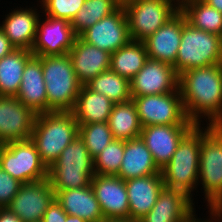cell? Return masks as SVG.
<instances>
[{"label":"cell","mask_w":222,"mask_h":222,"mask_svg":"<svg viewBox=\"0 0 222 222\" xmlns=\"http://www.w3.org/2000/svg\"><path fill=\"white\" fill-rule=\"evenodd\" d=\"M85 85L114 103H123L132 99L130 81L111 70L100 73Z\"/></svg>","instance_id":"4dcf8cb0"},{"label":"cell","mask_w":222,"mask_h":222,"mask_svg":"<svg viewBox=\"0 0 222 222\" xmlns=\"http://www.w3.org/2000/svg\"><path fill=\"white\" fill-rule=\"evenodd\" d=\"M16 48L0 28V59L13 52Z\"/></svg>","instance_id":"74e56055"},{"label":"cell","mask_w":222,"mask_h":222,"mask_svg":"<svg viewBox=\"0 0 222 222\" xmlns=\"http://www.w3.org/2000/svg\"><path fill=\"white\" fill-rule=\"evenodd\" d=\"M0 167L21 183L48 178V168L31 139L0 144Z\"/></svg>","instance_id":"9c48e42d"},{"label":"cell","mask_w":222,"mask_h":222,"mask_svg":"<svg viewBox=\"0 0 222 222\" xmlns=\"http://www.w3.org/2000/svg\"><path fill=\"white\" fill-rule=\"evenodd\" d=\"M206 125L201 126L198 185L209 209L222 198V125Z\"/></svg>","instance_id":"52a82bcc"},{"label":"cell","mask_w":222,"mask_h":222,"mask_svg":"<svg viewBox=\"0 0 222 222\" xmlns=\"http://www.w3.org/2000/svg\"><path fill=\"white\" fill-rule=\"evenodd\" d=\"M34 54L27 49H15L0 59V96H16L27 62Z\"/></svg>","instance_id":"4316f807"},{"label":"cell","mask_w":222,"mask_h":222,"mask_svg":"<svg viewBox=\"0 0 222 222\" xmlns=\"http://www.w3.org/2000/svg\"><path fill=\"white\" fill-rule=\"evenodd\" d=\"M68 55L72 61L77 79L85 85L102 72L110 70L111 54L95 46L87 44L79 36Z\"/></svg>","instance_id":"44dd1931"},{"label":"cell","mask_w":222,"mask_h":222,"mask_svg":"<svg viewBox=\"0 0 222 222\" xmlns=\"http://www.w3.org/2000/svg\"><path fill=\"white\" fill-rule=\"evenodd\" d=\"M36 7H17L0 23V28L16 49L32 50L37 34L38 20L41 17Z\"/></svg>","instance_id":"ffe728a7"},{"label":"cell","mask_w":222,"mask_h":222,"mask_svg":"<svg viewBox=\"0 0 222 222\" xmlns=\"http://www.w3.org/2000/svg\"><path fill=\"white\" fill-rule=\"evenodd\" d=\"M141 137L125 141L122 164L117 176L124 181L160 173Z\"/></svg>","instance_id":"d4e9b609"},{"label":"cell","mask_w":222,"mask_h":222,"mask_svg":"<svg viewBox=\"0 0 222 222\" xmlns=\"http://www.w3.org/2000/svg\"><path fill=\"white\" fill-rule=\"evenodd\" d=\"M0 222H23L16 214L8 208H0Z\"/></svg>","instance_id":"f35d334b"},{"label":"cell","mask_w":222,"mask_h":222,"mask_svg":"<svg viewBox=\"0 0 222 222\" xmlns=\"http://www.w3.org/2000/svg\"><path fill=\"white\" fill-rule=\"evenodd\" d=\"M38 20L37 34L31 52L34 56L68 54L77 35L67 20L45 16Z\"/></svg>","instance_id":"5bb4252c"},{"label":"cell","mask_w":222,"mask_h":222,"mask_svg":"<svg viewBox=\"0 0 222 222\" xmlns=\"http://www.w3.org/2000/svg\"><path fill=\"white\" fill-rule=\"evenodd\" d=\"M132 1H136V0H115V2L119 5V6H125L126 4L132 2Z\"/></svg>","instance_id":"f6af8a7d"},{"label":"cell","mask_w":222,"mask_h":222,"mask_svg":"<svg viewBox=\"0 0 222 222\" xmlns=\"http://www.w3.org/2000/svg\"><path fill=\"white\" fill-rule=\"evenodd\" d=\"M107 123L114 139L118 140L127 141L138 138L142 131L137 109L132 99L123 103H114Z\"/></svg>","instance_id":"83f0119b"},{"label":"cell","mask_w":222,"mask_h":222,"mask_svg":"<svg viewBox=\"0 0 222 222\" xmlns=\"http://www.w3.org/2000/svg\"><path fill=\"white\" fill-rule=\"evenodd\" d=\"M101 222H139V221L127 218V219H104Z\"/></svg>","instance_id":"7bdbcfd3"},{"label":"cell","mask_w":222,"mask_h":222,"mask_svg":"<svg viewBox=\"0 0 222 222\" xmlns=\"http://www.w3.org/2000/svg\"><path fill=\"white\" fill-rule=\"evenodd\" d=\"M36 115L16 96H0V144L29 140Z\"/></svg>","instance_id":"9a60e30c"},{"label":"cell","mask_w":222,"mask_h":222,"mask_svg":"<svg viewBox=\"0 0 222 222\" xmlns=\"http://www.w3.org/2000/svg\"><path fill=\"white\" fill-rule=\"evenodd\" d=\"M201 125L195 124L180 140L171 160L161 169L164 186L185 193L193 201L198 190Z\"/></svg>","instance_id":"3957f363"},{"label":"cell","mask_w":222,"mask_h":222,"mask_svg":"<svg viewBox=\"0 0 222 222\" xmlns=\"http://www.w3.org/2000/svg\"><path fill=\"white\" fill-rule=\"evenodd\" d=\"M118 7L115 0H85L70 22L74 33L80 36L87 28L113 13Z\"/></svg>","instance_id":"1f68e13d"},{"label":"cell","mask_w":222,"mask_h":222,"mask_svg":"<svg viewBox=\"0 0 222 222\" xmlns=\"http://www.w3.org/2000/svg\"><path fill=\"white\" fill-rule=\"evenodd\" d=\"M66 212L55 198L45 211L42 222H65Z\"/></svg>","instance_id":"8d00e7d4"},{"label":"cell","mask_w":222,"mask_h":222,"mask_svg":"<svg viewBox=\"0 0 222 222\" xmlns=\"http://www.w3.org/2000/svg\"><path fill=\"white\" fill-rule=\"evenodd\" d=\"M185 15L179 10L155 33L143 40L148 58L174 65L181 43Z\"/></svg>","instance_id":"e0dca14e"},{"label":"cell","mask_w":222,"mask_h":222,"mask_svg":"<svg viewBox=\"0 0 222 222\" xmlns=\"http://www.w3.org/2000/svg\"><path fill=\"white\" fill-rule=\"evenodd\" d=\"M194 204L182 191L164 186L155 205L139 222H188L197 215Z\"/></svg>","instance_id":"d6986e66"},{"label":"cell","mask_w":222,"mask_h":222,"mask_svg":"<svg viewBox=\"0 0 222 222\" xmlns=\"http://www.w3.org/2000/svg\"><path fill=\"white\" fill-rule=\"evenodd\" d=\"M147 59L144 42L131 40L111 54L110 70L130 81L143 68Z\"/></svg>","instance_id":"f1b7e54d"},{"label":"cell","mask_w":222,"mask_h":222,"mask_svg":"<svg viewBox=\"0 0 222 222\" xmlns=\"http://www.w3.org/2000/svg\"><path fill=\"white\" fill-rule=\"evenodd\" d=\"M209 212L212 214L216 222H222V198L208 209V213Z\"/></svg>","instance_id":"ab89813d"},{"label":"cell","mask_w":222,"mask_h":222,"mask_svg":"<svg viewBox=\"0 0 222 222\" xmlns=\"http://www.w3.org/2000/svg\"><path fill=\"white\" fill-rule=\"evenodd\" d=\"M125 141L114 139L94 160V171L98 175H117L123 160Z\"/></svg>","instance_id":"836d02e7"},{"label":"cell","mask_w":222,"mask_h":222,"mask_svg":"<svg viewBox=\"0 0 222 222\" xmlns=\"http://www.w3.org/2000/svg\"><path fill=\"white\" fill-rule=\"evenodd\" d=\"M36 57L41 60L48 112H72L82 84L77 79L69 55Z\"/></svg>","instance_id":"277c9868"},{"label":"cell","mask_w":222,"mask_h":222,"mask_svg":"<svg viewBox=\"0 0 222 222\" xmlns=\"http://www.w3.org/2000/svg\"><path fill=\"white\" fill-rule=\"evenodd\" d=\"M131 40L143 41L179 10L175 0H136L124 6Z\"/></svg>","instance_id":"ba28073f"},{"label":"cell","mask_w":222,"mask_h":222,"mask_svg":"<svg viewBox=\"0 0 222 222\" xmlns=\"http://www.w3.org/2000/svg\"><path fill=\"white\" fill-rule=\"evenodd\" d=\"M22 183L0 167V208H7Z\"/></svg>","instance_id":"d590c367"},{"label":"cell","mask_w":222,"mask_h":222,"mask_svg":"<svg viewBox=\"0 0 222 222\" xmlns=\"http://www.w3.org/2000/svg\"><path fill=\"white\" fill-rule=\"evenodd\" d=\"M87 44L112 54L131 41L123 6L87 28L80 36Z\"/></svg>","instance_id":"8fae6325"},{"label":"cell","mask_w":222,"mask_h":222,"mask_svg":"<svg viewBox=\"0 0 222 222\" xmlns=\"http://www.w3.org/2000/svg\"><path fill=\"white\" fill-rule=\"evenodd\" d=\"M65 222H86V221L78 216L67 215Z\"/></svg>","instance_id":"ee69618b"},{"label":"cell","mask_w":222,"mask_h":222,"mask_svg":"<svg viewBox=\"0 0 222 222\" xmlns=\"http://www.w3.org/2000/svg\"><path fill=\"white\" fill-rule=\"evenodd\" d=\"M212 64H222V36L195 28L186 21L173 65L176 73Z\"/></svg>","instance_id":"8992f818"},{"label":"cell","mask_w":222,"mask_h":222,"mask_svg":"<svg viewBox=\"0 0 222 222\" xmlns=\"http://www.w3.org/2000/svg\"><path fill=\"white\" fill-rule=\"evenodd\" d=\"M54 199L55 191L46 178L22 183L7 208L23 222H42L45 211Z\"/></svg>","instance_id":"7c38bea8"},{"label":"cell","mask_w":222,"mask_h":222,"mask_svg":"<svg viewBox=\"0 0 222 222\" xmlns=\"http://www.w3.org/2000/svg\"><path fill=\"white\" fill-rule=\"evenodd\" d=\"M178 88L189 120L201 125L202 118H206L209 125H222V64L179 74Z\"/></svg>","instance_id":"6da1fadb"},{"label":"cell","mask_w":222,"mask_h":222,"mask_svg":"<svg viewBox=\"0 0 222 222\" xmlns=\"http://www.w3.org/2000/svg\"><path fill=\"white\" fill-rule=\"evenodd\" d=\"M180 11L193 27L222 36V12L203 0H185Z\"/></svg>","instance_id":"f546056e"},{"label":"cell","mask_w":222,"mask_h":222,"mask_svg":"<svg viewBox=\"0 0 222 222\" xmlns=\"http://www.w3.org/2000/svg\"><path fill=\"white\" fill-rule=\"evenodd\" d=\"M91 187L104 219L129 218V202L125 181L117 175L95 174Z\"/></svg>","instance_id":"2e32d148"},{"label":"cell","mask_w":222,"mask_h":222,"mask_svg":"<svg viewBox=\"0 0 222 222\" xmlns=\"http://www.w3.org/2000/svg\"><path fill=\"white\" fill-rule=\"evenodd\" d=\"M209 6L214 7L218 11L222 12V0H203Z\"/></svg>","instance_id":"60d3db41"},{"label":"cell","mask_w":222,"mask_h":222,"mask_svg":"<svg viewBox=\"0 0 222 222\" xmlns=\"http://www.w3.org/2000/svg\"><path fill=\"white\" fill-rule=\"evenodd\" d=\"M131 97L142 127L151 125H195L186 116L179 89L168 94Z\"/></svg>","instance_id":"30bf717a"},{"label":"cell","mask_w":222,"mask_h":222,"mask_svg":"<svg viewBox=\"0 0 222 222\" xmlns=\"http://www.w3.org/2000/svg\"><path fill=\"white\" fill-rule=\"evenodd\" d=\"M55 198L67 215L78 216L86 222L104 220L99 202L91 185L77 189L55 191Z\"/></svg>","instance_id":"cb8c5ba5"},{"label":"cell","mask_w":222,"mask_h":222,"mask_svg":"<svg viewBox=\"0 0 222 222\" xmlns=\"http://www.w3.org/2000/svg\"><path fill=\"white\" fill-rule=\"evenodd\" d=\"M94 175V160L79 134L48 168V179L54 191L87 187Z\"/></svg>","instance_id":"5b68a950"},{"label":"cell","mask_w":222,"mask_h":222,"mask_svg":"<svg viewBox=\"0 0 222 222\" xmlns=\"http://www.w3.org/2000/svg\"><path fill=\"white\" fill-rule=\"evenodd\" d=\"M78 134L79 124L72 112L51 111L36 115L30 139L49 168Z\"/></svg>","instance_id":"7a4b0ae2"},{"label":"cell","mask_w":222,"mask_h":222,"mask_svg":"<svg viewBox=\"0 0 222 222\" xmlns=\"http://www.w3.org/2000/svg\"><path fill=\"white\" fill-rule=\"evenodd\" d=\"M179 5L185 0H175Z\"/></svg>","instance_id":"bcb514c9"},{"label":"cell","mask_w":222,"mask_h":222,"mask_svg":"<svg viewBox=\"0 0 222 222\" xmlns=\"http://www.w3.org/2000/svg\"><path fill=\"white\" fill-rule=\"evenodd\" d=\"M209 217L211 218H209V219H206L205 218V220L203 219H201V218H199V217H197L196 215H194L188 222H216L215 221V219H214V217L212 216V214L211 213H209ZM196 217V218H195Z\"/></svg>","instance_id":"b9f144b4"},{"label":"cell","mask_w":222,"mask_h":222,"mask_svg":"<svg viewBox=\"0 0 222 222\" xmlns=\"http://www.w3.org/2000/svg\"><path fill=\"white\" fill-rule=\"evenodd\" d=\"M194 125H151L142 127L141 139L161 170L172 158L183 136Z\"/></svg>","instance_id":"ac0fdd59"},{"label":"cell","mask_w":222,"mask_h":222,"mask_svg":"<svg viewBox=\"0 0 222 222\" xmlns=\"http://www.w3.org/2000/svg\"><path fill=\"white\" fill-rule=\"evenodd\" d=\"M129 202V218L140 220L155 205L164 187L162 173L125 181Z\"/></svg>","instance_id":"7402d4cb"},{"label":"cell","mask_w":222,"mask_h":222,"mask_svg":"<svg viewBox=\"0 0 222 222\" xmlns=\"http://www.w3.org/2000/svg\"><path fill=\"white\" fill-rule=\"evenodd\" d=\"M16 97L35 114L48 112L45 80L38 57L33 56L25 65Z\"/></svg>","instance_id":"603a6c76"},{"label":"cell","mask_w":222,"mask_h":222,"mask_svg":"<svg viewBox=\"0 0 222 222\" xmlns=\"http://www.w3.org/2000/svg\"><path fill=\"white\" fill-rule=\"evenodd\" d=\"M85 0H39L44 16L59 18L71 22ZM44 11V12H43Z\"/></svg>","instance_id":"e575fe53"},{"label":"cell","mask_w":222,"mask_h":222,"mask_svg":"<svg viewBox=\"0 0 222 222\" xmlns=\"http://www.w3.org/2000/svg\"><path fill=\"white\" fill-rule=\"evenodd\" d=\"M179 75L170 64L148 58L130 80L131 96L168 94L177 91Z\"/></svg>","instance_id":"4fadbf2b"},{"label":"cell","mask_w":222,"mask_h":222,"mask_svg":"<svg viewBox=\"0 0 222 222\" xmlns=\"http://www.w3.org/2000/svg\"><path fill=\"white\" fill-rule=\"evenodd\" d=\"M79 135L93 159L114 140L107 122L79 124Z\"/></svg>","instance_id":"d6a6232c"},{"label":"cell","mask_w":222,"mask_h":222,"mask_svg":"<svg viewBox=\"0 0 222 222\" xmlns=\"http://www.w3.org/2000/svg\"><path fill=\"white\" fill-rule=\"evenodd\" d=\"M114 102L82 85L72 111L78 124L107 122Z\"/></svg>","instance_id":"484cf974"}]
</instances>
